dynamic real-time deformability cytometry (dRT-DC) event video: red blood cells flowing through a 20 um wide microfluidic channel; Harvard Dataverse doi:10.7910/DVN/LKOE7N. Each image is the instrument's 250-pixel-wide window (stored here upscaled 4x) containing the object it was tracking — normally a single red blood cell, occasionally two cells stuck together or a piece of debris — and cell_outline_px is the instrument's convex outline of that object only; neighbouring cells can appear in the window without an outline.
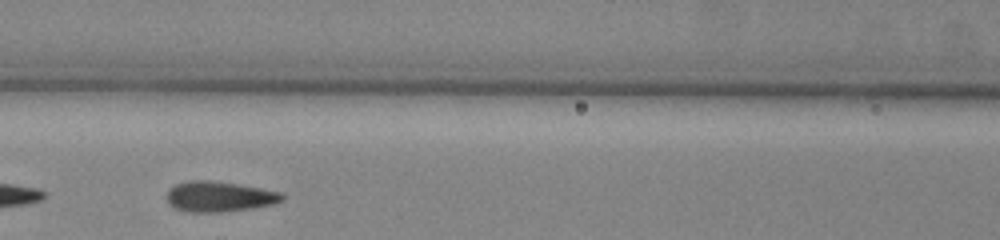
{"species": "common noctule bat (a hibernating species)", "species_latin": "Nyctalus noctula", "temperature_condition": "warm", "stored_images_in_passage": 18, "camera_frame_rate_fps": 3000, "um_per_image_px": 0.085, "animal": {"sex": "male", "body_mass_g": 13.0, "forearm_length_mm": 53.1}, "frame": {"image": 1, "passage_image": 8, "time_ms": 2.333, "image_size_px": [1000, 240], "cell_outline_px": [[284, 200], [272, 204], [252, 208], [224, 212], [192, 212], [176, 208], [168, 204], [164, 196], [176, 184], [192, 180], [208, 180], [236, 184], [260, 188], [280, 192], [284, 196]], "centroid_in_image_um": [18.62, 16.72], "position_along_channel_um": 148.0, "area_um2": 20.29}}
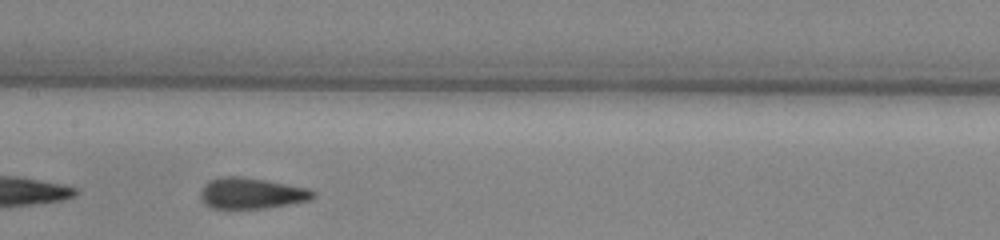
{"frame": {"image": 2, "passage_image": 11, "time_ms": 3.333, "image_size_px": [1000, 240], "cell_outline_px": [[316, 196], [312, 200], [264, 208], [212, 208], [204, 204], [200, 196], [200, 192], [204, 184], [220, 176], [240, 176], [264, 180], [308, 188], [316, 192]], "centroid_in_image_um": [21.38, 16.43], "position_along_channel_um": 186.0, "area_um2": 20.29}}